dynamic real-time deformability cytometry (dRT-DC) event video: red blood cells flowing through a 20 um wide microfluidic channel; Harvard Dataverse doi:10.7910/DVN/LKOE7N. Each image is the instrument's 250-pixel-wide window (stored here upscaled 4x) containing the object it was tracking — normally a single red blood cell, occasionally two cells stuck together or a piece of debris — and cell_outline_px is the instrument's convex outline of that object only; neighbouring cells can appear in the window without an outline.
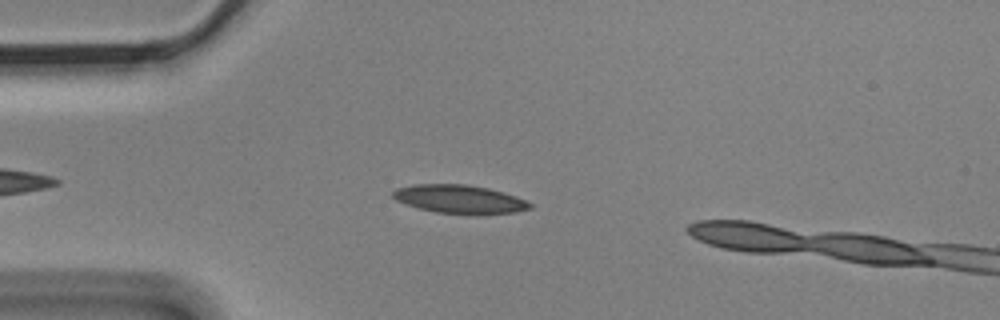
{"species": "Egyptian fruit bat (a non-hibernating species)", "species_latin": "Rousettus aegyptiacus", "temperature_condition": "cold", "stored_images_in_passage": 5, "camera_frame_rate_fps": 3000, "um_per_image_px": 0.085, "animal": {"sex": "male"}, "frame": {"image": 1, "passage_image": 4, "time_ms": 1.0, "image_size_px": [1000, 320], "cell_outline_px": [[532, 208], [516, 212], [436, 212], [420, 208], [396, 200], [392, 196], [392, 192], [396, 188], [412, 184], [464, 184], [488, 188], [504, 192], [516, 196], [532, 204]], "centroid_in_image_um": [39.02, 16.88], "position_along_channel_um": 46.0, "area_um2": 21.91}}